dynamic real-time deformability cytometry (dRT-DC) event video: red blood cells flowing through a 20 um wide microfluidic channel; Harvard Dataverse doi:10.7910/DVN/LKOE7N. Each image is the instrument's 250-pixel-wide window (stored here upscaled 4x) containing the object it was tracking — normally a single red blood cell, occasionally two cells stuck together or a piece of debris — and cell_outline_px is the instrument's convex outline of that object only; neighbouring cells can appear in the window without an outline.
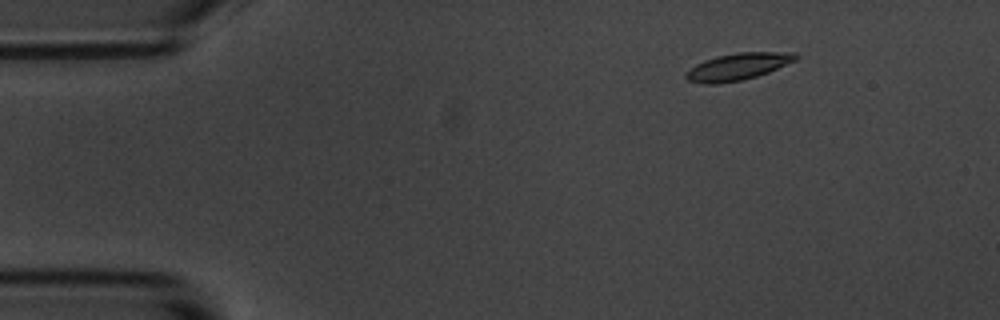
{"species": "common noctule bat (a hibernating species)", "species_latin": "Nyctalus noctula", "temperature_condition": "room temperature", "stored_images_in_passage": 9, "camera_frame_rate_fps": 3000, "um_per_image_px": 0.085, "animal": {"sex": "male", "body_mass_g": 20.1, "forearm_length_mm": 53.5}, "frame": {"image": 1, "passage_image": 3, "time_ms": 2.333, "image_size_px": [1000, 320], "cell_outline_px": [[800, 56], [796, 60], [768, 72], [756, 76], [740, 80], [716, 84], [704, 84], [688, 80], [684, 76], [684, 72], [696, 64], [704, 60], [716, 56], [736, 52], [796, 52]], "centroid_in_image_um": [62.7, 5.65], "position_along_channel_um": 22.3, "area_um2": 17.28}}
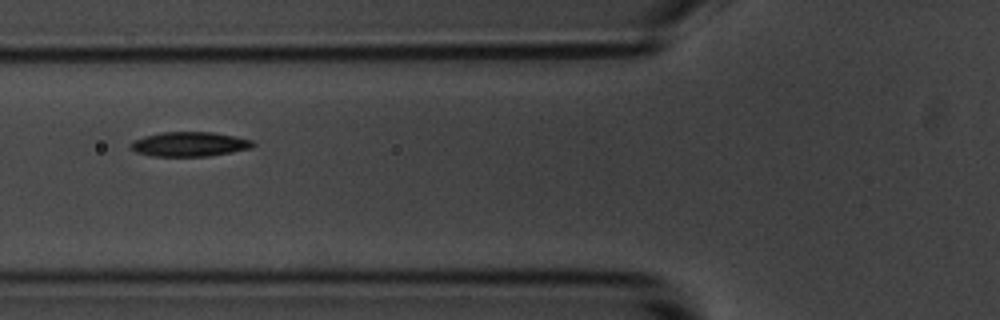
{"frame": {"image": 2, "passage_image": 7, "time_ms": 7.0, "image_size_px": [1000, 320], "cell_outline_px": [[256, 144], [252, 148], [232, 152], [208, 156], [152, 156], [136, 152], [128, 148], [128, 144], [132, 140], [144, 136], [160, 132], [212, 132], [252, 140]], "centroid_in_image_um": [16.05, 12.25], "position_along_channel_um": 109.8, "area_um2": 17.63}}
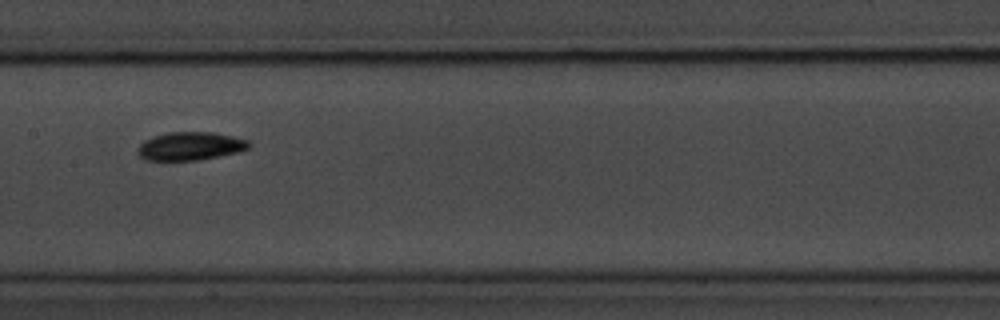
{"frame": {"image": 3, "passage_image": 9, "time_ms": 9.333, "image_size_px": [1000, 320], "cell_outline_px": [[252, 144], [248, 148], [236, 152], [200, 160], [144, 160], [136, 152], [136, 148], [144, 140], [152, 136], [168, 132], [212, 132], [232, 136], [248, 140]], "centroid_in_image_um": [16.13, 12.41], "position_along_channel_um": 191.3, "area_um2": 18.38}}